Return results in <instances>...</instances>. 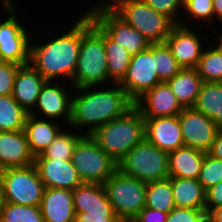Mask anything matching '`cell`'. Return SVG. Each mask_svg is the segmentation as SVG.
<instances>
[{
    "label": "cell",
    "instance_id": "obj_32",
    "mask_svg": "<svg viewBox=\"0 0 222 222\" xmlns=\"http://www.w3.org/2000/svg\"><path fill=\"white\" fill-rule=\"evenodd\" d=\"M72 131V132H71ZM70 128L69 131L63 129L53 140V142L35 158H52L59 160H71L73 150L78 140L84 135Z\"/></svg>",
    "mask_w": 222,
    "mask_h": 222
},
{
    "label": "cell",
    "instance_id": "obj_45",
    "mask_svg": "<svg viewBox=\"0 0 222 222\" xmlns=\"http://www.w3.org/2000/svg\"><path fill=\"white\" fill-rule=\"evenodd\" d=\"M4 203H5V200H4V194H3V187L0 181V214H1V210L3 209Z\"/></svg>",
    "mask_w": 222,
    "mask_h": 222
},
{
    "label": "cell",
    "instance_id": "obj_14",
    "mask_svg": "<svg viewBox=\"0 0 222 222\" xmlns=\"http://www.w3.org/2000/svg\"><path fill=\"white\" fill-rule=\"evenodd\" d=\"M72 89L73 87L68 89V86L66 89V86L64 87L63 83L60 85L58 80L57 82L46 81L41 88L34 109L29 114L39 118L52 119L57 122L61 120L63 121V126L65 124L67 128L71 120L72 107V95L68 90ZM38 112L41 115H39Z\"/></svg>",
    "mask_w": 222,
    "mask_h": 222
},
{
    "label": "cell",
    "instance_id": "obj_24",
    "mask_svg": "<svg viewBox=\"0 0 222 222\" xmlns=\"http://www.w3.org/2000/svg\"><path fill=\"white\" fill-rule=\"evenodd\" d=\"M205 154L187 146L168 153L169 177L198 179Z\"/></svg>",
    "mask_w": 222,
    "mask_h": 222
},
{
    "label": "cell",
    "instance_id": "obj_9",
    "mask_svg": "<svg viewBox=\"0 0 222 222\" xmlns=\"http://www.w3.org/2000/svg\"><path fill=\"white\" fill-rule=\"evenodd\" d=\"M4 200L8 203L39 206L45 185L34 164L0 171Z\"/></svg>",
    "mask_w": 222,
    "mask_h": 222
},
{
    "label": "cell",
    "instance_id": "obj_15",
    "mask_svg": "<svg viewBox=\"0 0 222 222\" xmlns=\"http://www.w3.org/2000/svg\"><path fill=\"white\" fill-rule=\"evenodd\" d=\"M193 30L182 18L180 23L172 28L165 41L181 68H196L205 47L197 29Z\"/></svg>",
    "mask_w": 222,
    "mask_h": 222
},
{
    "label": "cell",
    "instance_id": "obj_27",
    "mask_svg": "<svg viewBox=\"0 0 222 222\" xmlns=\"http://www.w3.org/2000/svg\"><path fill=\"white\" fill-rule=\"evenodd\" d=\"M193 108L222 129V82H203Z\"/></svg>",
    "mask_w": 222,
    "mask_h": 222
},
{
    "label": "cell",
    "instance_id": "obj_37",
    "mask_svg": "<svg viewBox=\"0 0 222 222\" xmlns=\"http://www.w3.org/2000/svg\"><path fill=\"white\" fill-rule=\"evenodd\" d=\"M144 1L156 12L162 13L167 17H169L175 24L180 23L181 21L180 19L182 18V16L179 15L180 13H182L183 10V0H144Z\"/></svg>",
    "mask_w": 222,
    "mask_h": 222
},
{
    "label": "cell",
    "instance_id": "obj_11",
    "mask_svg": "<svg viewBox=\"0 0 222 222\" xmlns=\"http://www.w3.org/2000/svg\"><path fill=\"white\" fill-rule=\"evenodd\" d=\"M88 14L93 21L116 43L124 46L133 57L151 44L138 30L121 19L104 1L93 5Z\"/></svg>",
    "mask_w": 222,
    "mask_h": 222
},
{
    "label": "cell",
    "instance_id": "obj_34",
    "mask_svg": "<svg viewBox=\"0 0 222 222\" xmlns=\"http://www.w3.org/2000/svg\"><path fill=\"white\" fill-rule=\"evenodd\" d=\"M0 222H44L39 206L18 205L5 202Z\"/></svg>",
    "mask_w": 222,
    "mask_h": 222
},
{
    "label": "cell",
    "instance_id": "obj_42",
    "mask_svg": "<svg viewBox=\"0 0 222 222\" xmlns=\"http://www.w3.org/2000/svg\"><path fill=\"white\" fill-rule=\"evenodd\" d=\"M207 153L214 158L222 160V129L217 134Z\"/></svg>",
    "mask_w": 222,
    "mask_h": 222
},
{
    "label": "cell",
    "instance_id": "obj_43",
    "mask_svg": "<svg viewBox=\"0 0 222 222\" xmlns=\"http://www.w3.org/2000/svg\"><path fill=\"white\" fill-rule=\"evenodd\" d=\"M207 222H222V206L212 208L207 213Z\"/></svg>",
    "mask_w": 222,
    "mask_h": 222
},
{
    "label": "cell",
    "instance_id": "obj_4",
    "mask_svg": "<svg viewBox=\"0 0 222 222\" xmlns=\"http://www.w3.org/2000/svg\"><path fill=\"white\" fill-rule=\"evenodd\" d=\"M91 137L115 162L145 138V120L134 106L125 115L96 129Z\"/></svg>",
    "mask_w": 222,
    "mask_h": 222
},
{
    "label": "cell",
    "instance_id": "obj_3",
    "mask_svg": "<svg viewBox=\"0 0 222 222\" xmlns=\"http://www.w3.org/2000/svg\"><path fill=\"white\" fill-rule=\"evenodd\" d=\"M82 15V38L70 87L82 88L107 85L108 69L104 31L93 21L88 12Z\"/></svg>",
    "mask_w": 222,
    "mask_h": 222
},
{
    "label": "cell",
    "instance_id": "obj_6",
    "mask_svg": "<svg viewBox=\"0 0 222 222\" xmlns=\"http://www.w3.org/2000/svg\"><path fill=\"white\" fill-rule=\"evenodd\" d=\"M118 170L145 183L169 177L168 153L144 138L118 162Z\"/></svg>",
    "mask_w": 222,
    "mask_h": 222
},
{
    "label": "cell",
    "instance_id": "obj_31",
    "mask_svg": "<svg viewBox=\"0 0 222 222\" xmlns=\"http://www.w3.org/2000/svg\"><path fill=\"white\" fill-rule=\"evenodd\" d=\"M204 47L196 67L203 82H222V48L216 43Z\"/></svg>",
    "mask_w": 222,
    "mask_h": 222
},
{
    "label": "cell",
    "instance_id": "obj_44",
    "mask_svg": "<svg viewBox=\"0 0 222 222\" xmlns=\"http://www.w3.org/2000/svg\"><path fill=\"white\" fill-rule=\"evenodd\" d=\"M212 4L214 20L222 22V0H212Z\"/></svg>",
    "mask_w": 222,
    "mask_h": 222
},
{
    "label": "cell",
    "instance_id": "obj_46",
    "mask_svg": "<svg viewBox=\"0 0 222 222\" xmlns=\"http://www.w3.org/2000/svg\"><path fill=\"white\" fill-rule=\"evenodd\" d=\"M218 40L217 44L222 48V34L217 35L216 38H214V40Z\"/></svg>",
    "mask_w": 222,
    "mask_h": 222
},
{
    "label": "cell",
    "instance_id": "obj_41",
    "mask_svg": "<svg viewBox=\"0 0 222 222\" xmlns=\"http://www.w3.org/2000/svg\"><path fill=\"white\" fill-rule=\"evenodd\" d=\"M222 206V182L206 190L205 210L208 213L212 208Z\"/></svg>",
    "mask_w": 222,
    "mask_h": 222
},
{
    "label": "cell",
    "instance_id": "obj_19",
    "mask_svg": "<svg viewBox=\"0 0 222 222\" xmlns=\"http://www.w3.org/2000/svg\"><path fill=\"white\" fill-rule=\"evenodd\" d=\"M34 165L45 187L74 190L83 183L72 160L35 158Z\"/></svg>",
    "mask_w": 222,
    "mask_h": 222
},
{
    "label": "cell",
    "instance_id": "obj_20",
    "mask_svg": "<svg viewBox=\"0 0 222 222\" xmlns=\"http://www.w3.org/2000/svg\"><path fill=\"white\" fill-rule=\"evenodd\" d=\"M24 130L0 131V171L34 164Z\"/></svg>",
    "mask_w": 222,
    "mask_h": 222
},
{
    "label": "cell",
    "instance_id": "obj_21",
    "mask_svg": "<svg viewBox=\"0 0 222 222\" xmlns=\"http://www.w3.org/2000/svg\"><path fill=\"white\" fill-rule=\"evenodd\" d=\"M44 222H74L72 190L45 187L40 202Z\"/></svg>",
    "mask_w": 222,
    "mask_h": 222
},
{
    "label": "cell",
    "instance_id": "obj_13",
    "mask_svg": "<svg viewBox=\"0 0 222 222\" xmlns=\"http://www.w3.org/2000/svg\"><path fill=\"white\" fill-rule=\"evenodd\" d=\"M161 83L157 73L155 58L152 56V44L131 57L126 75L118 83L135 102L147 90Z\"/></svg>",
    "mask_w": 222,
    "mask_h": 222
},
{
    "label": "cell",
    "instance_id": "obj_47",
    "mask_svg": "<svg viewBox=\"0 0 222 222\" xmlns=\"http://www.w3.org/2000/svg\"><path fill=\"white\" fill-rule=\"evenodd\" d=\"M4 63V61L0 58V66Z\"/></svg>",
    "mask_w": 222,
    "mask_h": 222
},
{
    "label": "cell",
    "instance_id": "obj_2",
    "mask_svg": "<svg viewBox=\"0 0 222 222\" xmlns=\"http://www.w3.org/2000/svg\"><path fill=\"white\" fill-rule=\"evenodd\" d=\"M40 45L30 42L29 64L46 80H69L75 73L82 38V16L70 29ZM71 82V83H70Z\"/></svg>",
    "mask_w": 222,
    "mask_h": 222
},
{
    "label": "cell",
    "instance_id": "obj_16",
    "mask_svg": "<svg viewBox=\"0 0 222 222\" xmlns=\"http://www.w3.org/2000/svg\"><path fill=\"white\" fill-rule=\"evenodd\" d=\"M178 118L184 145L207 152L221 129L194 108H184Z\"/></svg>",
    "mask_w": 222,
    "mask_h": 222
},
{
    "label": "cell",
    "instance_id": "obj_33",
    "mask_svg": "<svg viewBox=\"0 0 222 222\" xmlns=\"http://www.w3.org/2000/svg\"><path fill=\"white\" fill-rule=\"evenodd\" d=\"M152 56L155 58L156 73L161 82L172 79L182 69L166 43L152 44Z\"/></svg>",
    "mask_w": 222,
    "mask_h": 222
},
{
    "label": "cell",
    "instance_id": "obj_38",
    "mask_svg": "<svg viewBox=\"0 0 222 222\" xmlns=\"http://www.w3.org/2000/svg\"><path fill=\"white\" fill-rule=\"evenodd\" d=\"M166 222H207V212L201 209L175 207Z\"/></svg>",
    "mask_w": 222,
    "mask_h": 222
},
{
    "label": "cell",
    "instance_id": "obj_7",
    "mask_svg": "<svg viewBox=\"0 0 222 222\" xmlns=\"http://www.w3.org/2000/svg\"><path fill=\"white\" fill-rule=\"evenodd\" d=\"M146 184L118 169L104 182L110 204L121 221H132L145 207Z\"/></svg>",
    "mask_w": 222,
    "mask_h": 222
},
{
    "label": "cell",
    "instance_id": "obj_18",
    "mask_svg": "<svg viewBox=\"0 0 222 222\" xmlns=\"http://www.w3.org/2000/svg\"><path fill=\"white\" fill-rule=\"evenodd\" d=\"M145 138L160 150L170 153L184 145L178 116L144 118Z\"/></svg>",
    "mask_w": 222,
    "mask_h": 222
},
{
    "label": "cell",
    "instance_id": "obj_36",
    "mask_svg": "<svg viewBox=\"0 0 222 222\" xmlns=\"http://www.w3.org/2000/svg\"><path fill=\"white\" fill-rule=\"evenodd\" d=\"M183 11L188 14L186 16L187 22L190 21H204L213 23L214 12L212 0H183ZM198 19V20H197Z\"/></svg>",
    "mask_w": 222,
    "mask_h": 222
},
{
    "label": "cell",
    "instance_id": "obj_23",
    "mask_svg": "<svg viewBox=\"0 0 222 222\" xmlns=\"http://www.w3.org/2000/svg\"><path fill=\"white\" fill-rule=\"evenodd\" d=\"M54 120L39 118L28 114L25 120L24 132L32 154L36 157L53 142L56 136L64 129Z\"/></svg>",
    "mask_w": 222,
    "mask_h": 222
},
{
    "label": "cell",
    "instance_id": "obj_39",
    "mask_svg": "<svg viewBox=\"0 0 222 222\" xmlns=\"http://www.w3.org/2000/svg\"><path fill=\"white\" fill-rule=\"evenodd\" d=\"M20 66L11 62H4L0 66V95H12L14 79Z\"/></svg>",
    "mask_w": 222,
    "mask_h": 222
},
{
    "label": "cell",
    "instance_id": "obj_8",
    "mask_svg": "<svg viewBox=\"0 0 222 222\" xmlns=\"http://www.w3.org/2000/svg\"><path fill=\"white\" fill-rule=\"evenodd\" d=\"M71 160L83 183L103 185L118 169V163L100 148L91 135H83L78 140Z\"/></svg>",
    "mask_w": 222,
    "mask_h": 222
},
{
    "label": "cell",
    "instance_id": "obj_30",
    "mask_svg": "<svg viewBox=\"0 0 222 222\" xmlns=\"http://www.w3.org/2000/svg\"><path fill=\"white\" fill-rule=\"evenodd\" d=\"M28 114L12 95H0V131L24 130Z\"/></svg>",
    "mask_w": 222,
    "mask_h": 222
},
{
    "label": "cell",
    "instance_id": "obj_10",
    "mask_svg": "<svg viewBox=\"0 0 222 222\" xmlns=\"http://www.w3.org/2000/svg\"><path fill=\"white\" fill-rule=\"evenodd\" d=\"M6 20L0 22V58L18 65L29 64L30 36L19 22L13 0H2ZM18 19V20H17Z\"/></svg>",
    "mask_w": 222,
    "mask_h": 222
},
{
    "label": "cell",
    "instance_id": "obj_5",
    "mask_svg": "<svg viewBox=\"0 0 222 222\" xmlns=\"http://www.w3.org/2000/svg\"><path fill=\"white\" fill-rule=\"evenodd\" d=\"M105 3L151 44L165 43L176 25L166 15L156 12L144 0H106Z\"/></svg>",
    "mask_w": 222,
    "mask_h": 222
},
{
    "label": "cell",
    "instance_id": "obj_28",
    "mask_svg": "<svg viewBox=\"0 0 222 222\" xmlns=\"http://www.w3.org/2000/svg\"><path fill=\"white\" fill-rule=\"evenodd\" d=\"M104 46L107 57L108 83H119L126 75L131 56L120 44L113 41L104 32Z\"/></svg>",
    "mask_w": 222,
    "mask_h": 222
},
{
    "label": "cell",
    "instance_id": "obj_22",
    "mask_svg": "<svg viewBox=\"0 0 222 222\" xmlns=\"http://www.w3.org/2000/svg\"><path fill=\"white\" fill-rule=\"evenodd\" d=\"M45 82L46 80L30 64L20 66L14 79L12 96L25 111L30 113Z\"/></svg>",
    "mask_w": 222,
    "mask_h": 222
},
{
    "label": "cell",
    "instance_id": "obj_40",
    "mask_svg": "<svg viewBox=\"0 0 222 222\" xmlns=\"http://www.w3.org/2000/svg\"><path fill=\"white\" fill-rule=\"evenodd\" d=\"M168 213L144 207L132 222H166Z\"/></svg>",
    "mask_w": 222,
    "mask_h": 222
},
{
    "label": "cell",
    "instance_id": "obj_35",
    "mask_svg": "<svg viewBox=\"0 0 222 222\" xmlns=\"http://www.w3.org/2000/svg\"><path fill=\"white\" fill-rule=\"evenodd\" d=\"M198 181L205 190L222 182V160L214 158L206 152Z\"/></svg>",
    "mask_w": 222,
    "mask_h": 222
},
{
    "label": "cell",
    "instance_id": "obj_17",
    "mask_svg": "<svg viewBox=\"0 0 222 222\" xmlns=\"http://www.w3.org/2000/svg\"><path fill=\"white\" fill-rule=\"evenodd\" d=\"M134 105L143 118L178 116L183 110L167 82H161L147 90Z\"/></svg>",
    "mask_w": 222,
    "mask_h": 222
},
{
    "label": "cell",
    "instance_id": "obj_25",
    "mask_svg": "<svg viewBox=\"0 0 222 222\" xmlns=\"http://www.w3.org/2000/svg\"><path fill=\"white\" fill-rule=\"evenodd\" d=\"M167 83L183 109L193 108L203 84L196 68H182Z\"/></svg>",
    "mask_w": 222,
    "mask_h": 222
},
{
    "label": "cell",
    "instance_id": "obj_26",
    "mask_svg": "<svg viewBox=\"0 0 222 222\" xmlns=\"http://www.w3.org/2000/svg\"><path fill=\"white\" fill-rule=\"evenodd\" d=\"M175 207L205 210L206 190L198 179L168 177Z\"/></svg>",
    "mask_w": 222,
    "mask_h": 222
},
{
    "label": "cell",
    "instance_id": "obj_1",
    "mask_svg": "<svg viewBox=\"0 0 222 222\" xmlns=\"http://www.w3.org/2000/svg\"><path fill=\"white\" fill-rule=\"evenodd\" d=\"M108 88L107 85L74 88L73 94L76 95L72 94L68 128L76 130L84 127V135H91L100 126L125 115L135 106L118 83L110 84Z\"/></svg>",
    "mask_w": 222,
    "mask_h": 222
},
{
    "label": "cell",
    "instance_id": "obj_29",
    "mask_svg": "<svg viewBox=\"0 0 222 222\" xmlns=\"http://www.w3.org/2000/svg\"><path fill=\"white\" fill-rule=\"evenodd\" d=\"M145 207L169 213L175 208L171 180L169 178L146 184Z\"/></svg>",
    "mask_w": 222,
    "mask_h": 222
},
{
    "label": "cell",
    "instance_id": "obj_12",
    "mask_svg": "<svg viewBox=\"0 0 222 222\" xmlns=\"http://www.w3.org/2000/svg\"><path fill=\"white\" fill-rule=\"evenodd\" d=\"M74 222H122L115 214L104 185L82 183L72 190Z\"/></svg>",
    "mask_w": 222,
    "mask_h": 222
}]
</instances>
